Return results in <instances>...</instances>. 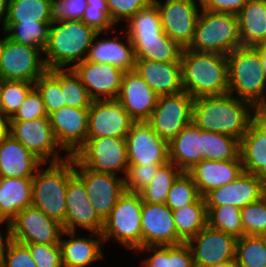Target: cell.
I'll use <instances>...</instances> for the list:
<instances>
[{
	"label": "cell",
	"instance_id": "obj_52",
	"mask_svg": "<svg viewBox=\"0 0 266 267\" xmlns=\"http://www.w3.org/2000/svg\"><path fill=\"white\" fill-rule=\"evenodd\" d=\"M152 0H106L110 18L116 24L127 21L136 14L140 9H143Z\"/></svg>",
	"mask_w": 266,
	"mask_h": 267
},
{
	"label": "cell",
	"instance_id": "obj_21",
	"mask_svg": "<svg viewBox=\"0 0 266 267\" xmlns=\"http://www.w3.org/2000/svg\"><path fill=\"white\" fill-rule=\"evenodd\" d=\"M72 70L86 87L93 101L116 99L125 72L111 64H101L86 60L76 64Z\"/></svg>",
	"mask_w": 266,
	"mask_h": 267
},
{
	"label": "cell",
	"instance_id": "obj_37",
	"mask_svg": "<svg viewBox=\"0 0 266 267\" xmlns=\"http://www.w3.org/2000/svg\"><path fill=\"white\" fill-rule=\"evenodd\" d=\"M52 23H5L3 34L17 43L40 48L48 44L49 27Z\"/></svg>",
	"mask_w": 266,
	"mask_h": 267
},
{
	"label": "cell",
	"instance_id": "obj_63",
	"mask_svg": "<svg viewBox=\"0 0 266 267\" xmlns=\"http://www.w3.org/2000/svg\"><path fill=\"white\" fill-rule=\"evenodd\" d=\"M3 42H4V38H1V40H0V55H1V50L3 47Z\"/></svg>",
	"mask_w": 266,
	"mask_h": 267
},
{
	"label": "cell",
	"instance_id": "obj_3",
	"mask_svg": "<svg viewBox=\"0 0 266 267\" xmlns=\"http://www.w3.org/2000/svg\"><path fill=\"white\" fill-rule=\"evenodd\" d=\"M98 32L82 20L53 21L48 44L44 49L45 64L50 69H72L84 61Z\"/></svg>",
	"mask_w": 266,
	"mask_h": 267
},
{
	"label": "cell",
	"instance_id": "obj_19",
	"mask_svg": "<svg viewBox=\"0 0 266 267\" xmlns=\"http://www.w3.org/2000/svg\"><path fill=\"white\" fill-rule=\"evenodd\" d=\"M92 201L83 182L74 175L69 181L66 191V217L63 230L77 232L79 228L89 233H101L104 221L92 206Z\"/></svg>",
	"mask_w": 266,
	"mask_h": 267
},
{
	"label": "cell",
	"instance_id": "obj_31",
	"mask_svg": "<svg viewBox=\"0 0 266 267\" xmlns=\"http://www.w3.org/2000/svg\"><path fill=\"white\" fill-rule=\"evenodd\" d=\"M133 44L135 60L180 62L183 48L163 31L160 35L129 37Z\"/></svg>",
	"mask_w": 266,
	"mask_h": 267
},
{
	"label": "cell",
	"instance_id": "obj_1",
	"mask_svg": "<svg viewBox=\"0 0 266 267\" xmlns=\"http://www.w3.org/2000/svg\"><path fill=\"white\" fill-rule=\"evenodd\" d=\"M258 116L249 102L234 95L194 98L192 122L203 130L222 133L239 141Z\"/></svg>",
	"mask_w": 266,
	"mask_h": 267
},
{
	"label": "cell",
	"instance_id": "obj_7",
	"mask_svg": "<svg viewBox=\"0 0 266 267\" xmlns=\"http://www.w3.org/2000/svg\"><path fill=\"white\" fill-rule=\"evenodd\" d=\"M139 193L124 192L110 215L104 220L101 236L105 243L112 240L132 252L142 247L141 210Z\"/></svg>",
	"mask_w": 266,
	"mask_h": 267
},
{
	"label": "cell",
	"instance_id": "obj_20",
	"mask_svg": "<svg viewBox=\"0 0 266 267\" xmlns=\"http://www.w3.org/2000/svg\"><path fill=\"white\" fill-rule=\"evenodd\" d=\"M141 233L142 247L184 242L177 234L172 210L165 203H142Z\"/></svg>",
	"mask_w": 266,
	"mask_h": 267
},
{
	"label": "cell",
	"instance_id": "obj_61",
	"mask_svg": "<svg viewBox=\"0 0 266 267\" xmlns=\"http://www.w3.org/2000/svg\"><path fill=\"white\" fill-rule=\"evenodd\" d=\"M208 267H238V266H237L235 260H231V261H226V262H223V263H218V264H215V265H211V266H208Z\"/></svg>",
	"mask_w": 266,
	"mask_h": 267
},
{
	"label": "cell",
	"instance_id": "obj_43",
	"mask_svg": "<svg viewBox=\"0 0 266 267\" xmlns=\"http://www.w3.org/2000/svg\"><path fill=\"white\" fill-rule=\"evenodd\" d=\"M34 87L40 93L48 115L65 106L60 87V69L47 70L34 83Z\"/></svg>",
	"mask_w": 266,
	"mask_h": 267
},
{
	"label": "cell",
	"instance_id": "obj_13",
	"mask_svg": "<svg viewBox=\"0 0 266 267\" xmlns=\"http://www.w3.org/2000/svg\"><path fill=\"white\" fill-rule=\"evenodd\" d=\"M74 174L85 185L93 208L104 221L110 215L119 197L125 192L124 178L114 174L91 171L80 166L75 160Z\"/></svg>",
	"mask_w": 266,
	"mask_h": 267
},
{
	"label": "cell",
	"instance_id": "obj_2",
	"mask_svg": "<svg viewBox=\"0 0 266 267\" xmlns=\"http://www.w3.org/2000/svg\"><path fill=\"white\" fill-rule=\"evenodd\" d=\"M184 91L193 98L229 93L226 55L183 49L181 58Z\"/></svg>",
	"mask_w": 266,
	"mask_h": 267
},
{
	"label": "cell",
	"instance_id": "obj_49",
	"mask_svg": "<svg viewBox=\"0 0 266 267\" xmlns=\"http://www.w3.org/2000/svg\"><path fill=\"white\" fill-rule=\"evenodd\" d=\"M24 244L31 254L37 267H63L60 244Z\"/></svg>",
	"mask_w": 266,
	"mask_h": 267
},
{
	"label": "cell",
	"instance_id": "obj_34",
	"mask_svg": "<svg viewBox=\"0 0 266 267\" xmlns=\"http://www.w3.org/2000/svg\"><path fill=\"white\" fill-rule=\"evenodd\" d=\"M178 236L187 242L207 225V209L204 197L195 203L172 210Z\"/></svg>",
	"mask_w": 266,
	"mask_h": 267
},
{
	"label": "cell",
	"instance_id": "obj_6",
	"mask_svg": "<svg viewBox=\"0 0 266 267\" xmlns=\"http://www.w3.org/2000/svg\"><path fill=\"white\" fill-rule=\"evenodd\" d=\"M238 47H241L238 16L202 9L187 49L227 56Z\"/></svg>",
	"mask_w": 266,
	"mask_h": 267
},
{
	"label": "cell",
	"instance_id": "obj_12",
	"mask_svg": "<svg viewBox=\"0 0 266 267\" xmlns=\"http://www.w3.org/2000/svg\"><path fill=\"white\" fill-rule=\"evenodd\" d=\"M158 8L163 31L181 48L191 44L199 15V0H153ZM163 2V3H162Z\"/></svg>",
	"mask_w": 266,
	"mask_h": 267
},
{
	"label": "cell",
	"instance_id": "obj_24",
	"mask_svg": "<svg viewBox=\"0 0 266 267\" xmlns=\"http://www.w3.org/2000/svg\"><path fill=\"white\" fill-rule=\"evenodd\" d=\"M78 233L63 230L61 234L59 244L63 267H89L104 258L105 249L101 233L90 232L88 237L80 236ZM65 236L68 238L65 239Z\"/></svg>",
	"mask_w": 266,
	"mask_h": 267
},
{
	"label": "cell",
	"instance_id": "obj_22",
	"mask_svg": "<svg viewBox=\"0 0 266 267\" xmlns=\"http://www.w3.org/2000/svg\"><path fill=\"white\" fill-rule=\"evenodd\" d=\"M158 97L134 70L124 72L116 99L135 122L150 118Z\"/></svg>",
	"mask_w": 266,
	"mask_h": 267
},
{
	"label": "cell",
	"instance_id": "obj_32",
	"mask_svg": "<svg viewBox=\"0 0 266 267\" xmlns=\"http://www.w3.org/2000/svg\"><path fill=\"white\" fill-rule=\"evenodd\" d=\"M32 205V178L0 177V218L11 221Z\"/></svg>",
	"mask_w": 266,
	"mask_h": 267
},
{
	"label": "cell",
	"instance_id": "obj_50",
	"mask_svg": "<svg viewBox=\"0 0 266 267\" xmlns=\"http://www.w3.org/2000/svg\"><path fill=\"white\" fill-rule=\"evenodd\" d=\"M86 7V0H52L51 17L53 21L82 20Z\"/></svg>",
	"mask_w": 266,
	"mask_h": 267
},
{
	"label": "cell",
	"instance_id": "obj_53",
	"mask_svg": "<svg viewBox=\"0 0 266 267\" xmlns=\"http://www.w3.org/2000/svg\"><path fill=\"white\" fill-rule=\"evenodd\" d=\"M0 267H37L29 249L21 243L12 241L6 251Z\"/></svg>",
	"mask_w": 266,
	"mask_h": 267
},
{
	"label": "cell",
	"instance_id": "obj_17",
	"mask_svg": "<svg viewBox=\"0 0 266 267\" xmlns=\"http://www.w3.org/2000/svg\"><path fill=\"white\" fill-rule=\"evenodd\" d=\"M129 165L166 164L168 143L146 121L134 122L126 136Z\"/></svg>",
	"mask_w": 266,
	"mask_h": 267
},
{
	"label": "cell",
	"instance_id": "obj_38",
	"mask_svg": "<svg viewBox=\"0 0 266 267\" xmlns=\"http://www.w3.org/2000/svg\"><path fill=\"white\" fill-rule=\"evenodd\" d=\"M182 171L171 162L162 165L147 187L139 192L143 202L165 203L171 185Z\"/></svg>",
	"mask_w": 266,
	"mask_h": 267
},
{
	"label": "cell",
	"instance_id": "obj_9",
	"mask_svg": "<svg viewBox=\"0 0 266 267\" xmlns=\"http://www.w3.org/2000/svg\"><path fill=\"white\" fill-rule=\"evenodd\" d=\"M0 55V80L35 83L48 68L44 51L17 43L5 34Z\"/></svg>",
	"mask_w": 266,
	"mask_h": 267
},
{
	"label": "cell",
	"instance_id": "obj_27",
	"mask_svg": "<svg viewBox=\"0 0 266 267\" xmlns=\"http://www.w3.org/2000/svg\"><path fill=\"white\" fill-rule=\"evenodd\" d=\"M134 71L158 95H176L184 91L181 62L135 60Z\"/></svg>",
	"mask_w": 266,
	"mask_h": 267
},
{
	"label": "cell",
	"instance_id": "obj_30",
	"mask_svg": "<svg viewBox=\"0 0 266 267\" xmlns=\"http://www.w3.org/2000/svg\"><path fill=\"white\" fill-rule=\"evenodd\" d=\"M202 159V129L192 122L168 143V160L187 172Z\"/></svg>",
	"mask_w": 266,
	"mask_h": 267
},
{
	"label": "cell",
	"instance_id": "obj_25",
	"mask_svg": "<svg viewBox=\"0 0 266 267\" xmlns=\"http://www.w3.org/2000/svg\"><path fill=\"white\" fill-rule=\"evenodd\" d=\"M103 37V32H98L91 43L86 61L97 62L101 64H111L123 71H132L135 69V57L133 44L125 32L122 38L119 35H108ZM100 35L101 38H100ZM111 37V38H110Z\"/></svg>",
	"mask_w": 266,
	"mask_h": 267
},
{
	"label": "cell",
	"instance_id": "obj_44",
	"mask_svg": "<svg viewBox=\"0 0 266 267\" xmlns=\"http://www.w3.org/2000/svg\"><path fill=\"white\" fill-rule=\"evenodd\" d=\"M60 87L63 92L65 106L90 108L93 100L72 69H60Z\"/></svg>",
	"mask_w": 266,
	"mask_h": 267
},
{
	"label": "cell",
	"instance_id": "obj_42",
	"mask_svg": "<svg viewBox=\"0 0 266 267\" xmlns=\"http://www.w3.org/2000/svg\"><path fill=\"white\" fill-rule=\"evenodd\" d=\"M33 88L31 82L0 80L1 115L10 120Z\"/></svg>",
	"mask_w": 266,
	"mask_h": 267
},
{
	"label": "cell",
	"instance_id": "obj_15",
	"mask_svg": "<svg viewBox=\"0 0 266 267\" xmlns=\"http://www.w3.org/2000/svg\"><path fill=\"white\" fill-rule=\"evenodd\" d=\"M237 239L206 225L186 243L192 252L195 267H208L235 260Z\"/></svg>",
	"mask_w": 266,
	"mask_h": 267
},
{
	"label": "cell",
	"instance_id": "obj_55",
	"mask_svg": "<svg viewBox=\"0 0 266 267\" xmlns=\"http://www.w3.org/2000/svg\"><path fill=\"white\" fill-rule=\"evenodd\" d=\"M146 251L150 254L139 261L142 267H167V245L144 246L138 248L135 252L143 254Z\"/></svg>",
	"mask_w": 266,
	"mask_h": 267
},
{
	"label": "cell",
	"instance_id": "obj_5",
	"mask_svg": "<svg viewBox=\"0 0 266 267\" xmlns=\"http://www.w3.org/2000/svg\"><path fill=\"white\" fill-rule=\"evenodd\" d=\"M74 175V159L70 156L62 162L43 164L32 177V205L62 226L68 181Z\"/></svg>",
	"mask_w": 266,
	"mask_h": 267
},
{
	"label": "cell",
	"instance_id": "obj_58",
	"mask_svg": "<svg viewBox=\"0 0 266 267\" xmlns=\"http://www.w3.org/2000/svg\"><path fill=\"white\" fill-rule=\"evenodd\" d=\"M9 135V119L0 114V143Z\"/></svg>",
	"mask_w": 266,
	"mask_h": 267
},
{
	"label": "cell",
	"instance_id": "obj_48",
	"mask_svg": "<svg viewBox=\"0 0 266 267\" xmlns=\"http://www.w3.org/2000/svg\"><path fill=\"white\" fill-rule=\"evenodd\" d=\"M162 165L164 164L129 165L124 177L125 191L139 193L147 187Z\"/></svg>",
	"mask_w": 266,
	"mask_h": 267
},
{
	"label": "cell",
	"instance_id": "obj_29",
	"mask_svg": "<svg viewBox=\"0 0 266 267\" xmlns=\"http://www.w3.org/2000/svg\"><path fill=\"white\" fill-rule=\"evenodd\" d=\"M43 164L10 134L0 143V177L32 178Z\"/></svg>",
	"mask_w": 266,
	"mask_h": 267
},
{
	"label": "cell",
	"instance_id": "obj_10",
	"mask_svg": "<svg viewBox=\"0 0 266 267\" xmlns=\"http://www.w3.org/2000/svg\"><path fill=\"white\" fill-rule=\"evenodd\" d=\"M9 134L44 164L68 159V154L57 143L48 117L27 121H9Z\"/></svg>",
	"mask_w": 266,
	"mask_h": 267
},
{
	"label": "cell",
	"instance_id": "obj_56",
	"mask_svg": "<svg viewBox=\"0 0 266 267\" xmlns=\"http://www.w3.org/2000/svg\"><path fill=\"white\" fill-rule=\"evenodd\" d=\"M248 0H199L203 10L237 15Z\"/></svg>",
	"mask_w": 266,
	"mask_h": 267
},
{
	"label": "cell",
	"instance_id": "obj_60",
	"mask_svg": "<svg viewBox=\"0 0 266 267\" xmlns=\"http://www.w3.org/2000/svg\"><path fill=\"white\" fill-rule=\"evenodd\" d=\"M261 53V66L266 76V43L256 47Z\"/></svg>",
	"mask_w": 266,
	"mask_h": 267
},
{
	"label": "cell",
	"instance_id": "obj_18",
	"mask_svg": "<svg viewBox=\"0 0 266 267\" xmlns=\"http://www.w3.org/2000/svg\"><path fill=\"white\" fill-rule=\"evenodd\" d=\"M48 118L64 154L72 156L87 141L89 108L63 106Z\"/></svg>",
	"mask_w": 266,
	"mask_h": 267
},
{
	"label": "cell",
	"instance_id": "obj_35",
	"mask_svg": "<svg viewBox=\"0 0 266 267\" xmlns=\"http://www.w3.org/2000/svg\"><path fill=\"white\" fill-rule=\"evenodd\" d=\"M52 0H9L5 23H52Z\"/></svg>",
	"mask_w": 266,
	"mask_h": 267
},
{
	"label": "cell",
	"instance_id": "obj_46",
	"mask_svg": "<svg viewBox=\"0 0 266 267\" xmlns=\"http://www.w3.org/2000/svg\"><path fill=\"white\" fill-rule=\"evenodd\" d=\"M243 235L266 236V200L264 197L241 209Z\"/></svg>",
	"mask_w": 266,
	"mask_h": 267
},
{
	"label": "cell",
	"instance_id": "obj_8",
	"mask_svg": "<svg viewBox=\"0 0 266 267\" xmlns=\"http://www.w3.org/2000/svg\"><path fill=\"white\" fill-rule=\"evenodd\" d=\"M71 157L80 166L91 171L117 176L120 174L123 178L129 166L125 138H87V141Z\"/></svg>",
	"mask_w": 266,
	"mask_h": 267
},
{
	"label": "cell",
	"instance_id": "obj_4",
	"mask_svg": "<svg viewBox=\"0 0 266 267\" xmlns=\"http://www.w3.org/2000/svg\"><path fill=\"white\" fill-rule=\"evenodd\" d=\"M229 94L251 103L266 116V76L256 47H238L227 55ZM236 94V95H235Z\"/></svg>",
	"mask_w": 266,
	"mask_h": 267
},
{
	"label": "cell",
	"instance_id": "obj_41",
	"mask_svg": "<svg viewBox=\"0 0 266 267\" xmlns=\"http://www.w3.org/2000/svg\"><path fill=\"white\" fill-rule=\"evenodd\" d=\"M128 37L160 35L163 32L156 3L152 0L134 14L124 27Z\"/></svg>",
	"mask_w": 266,
	"mask_h": 267
},
{
	"label": "cell",
	"instance_id": "obj_14",
	"mask_svg": "<svg viewBox=\"0 0 266 267\" xmlns=\"http://www.w3.org/2000/svg\"><path fill=\"white\" fill-rule=\"evenodd\" d=\"M12 238L18 243L59 244L62 224L31 205L10 221Z\"/></svg>",
	"mask_w": 266,
	"mask_h": 267
},
{
	"label": "cell",
	"instance_id": "obj_51",
	"mask_svg": "<svg viewBox=\"0 0 266 267\" xmlns=\"http://www.w3.org/2000/svg\"><path fill=\"white\" fill-rule=\"evenodd\" d=\"M42 117H48V114L40 93L34 87L9 121H27Z\"/></svg>",
	"mask_w": 266,
	"mask_h": 267
},
{
	"label": "cell",
	"instance_id": "obj_45",
	"mask_svg": "<svg viewBox=\"0 0 266 267\" xmlns=\"http://www.w3.org/2000/svg\"><path fill=\"white\" fill-rule=\"evenodd\" d=\"M201 195L196 184L187 172H182L169 189L165 204L176 210L195 203Z\"/></svg>",
	"mask_w": 266,
	"mask_h": 267
},
{
	"label": "cell",
	"instance_id": "obj_54",
	"mask_svg": "<svg viewBox=\"0 0 266 267\" xmlns=\"http://www.w3.org/2000/svg\"><path fill=\"white\" fill-rule=\"evenodd\" d=\"M167 267H195L192 252L186 242L167 245Z\"/></svg>",
	"mask_w": 266,
	"mask_h": 267
},
{
	"label": "cell",
	"instance_id": "obj_57",
	"mask_svg": "<svg viewBox=\"0 0 266 267\" xmlns=\"http://www.w3.org/2000/svg\"><path fill=\"white\" fill-rule=\"evenodd\" d=\"M2 224L6 225L4 228L6 232L3 233V231L0 230V264L3 261L9 244L13 241L11 222L0 218V226Z\"/></svg>",
	"mask_w": 266,
	"mask_h": 267
},
{
	"label": "cell",
	"instance_id": "obj_59",
	"mask_svg": "<svg viewBox=\"0 0 266 267\" xmlns=\"http://www.w3.org/2000/svg\"><path fill=\"white\" fill-rule=\"evenodd\" d=\"M9 0H0V23L2 27L0 29L5 30V22L7 18Z\"/></svg>",
	"mask_w": 266,
	"mask_h": 267
},
{
	"label": "cell",
	"instance_id": "obj_36",
	"mask_svg": "<svg viewBox=\"0 0 266 267\" xmlns=\"http://www.w3.org/2000/svg\"><path fill=\"white\" fill-rule=\"evenodd\" d=\"M202 153L206 160H235L240 156V141L226 134L202 129Z\"/></svg>",
	"mask_w": 266,
	"mask_h": 267
},
{
	"label": "cell",
	"instance_id": "obj_40",
	"mask_svg": "<svg viewBox=\"0 0 266 267\" xmlns=\"http://www.w3.org/2000/svg\"><path fill=\"white\" fill-rule=\"evenodd\" d=\"M238 267H266V236L243 235L236 241Z\"/></svg>",
	"mask_w": 266,
	"mask_h": 267
},
{
	"label": "cell",
	"instance_id": "obj_47",
	"mask_svg": "<svg viewBox=\"0 0 266 267\" xmlns=\"http://www.w3.org/2000/svg\"><path fill=\"white\" fill-rule=\"evenodd\" d=\"M87 7L82 21L97 32H117L115 24L110 18V10L106 0H86ZM113 28V29H112Z\"/></svg>",
	"mask_w": 266,
	"mask_h": 267
},
{
	"label": "cell",
	"instance_id": "obj_11",
	"mask_svg": "<svg viewBox=\"0 0 266 267\" xmlns=\"http://www.w3.org/2000/svg\"><path fill=\"white\" fill-rule=\"evenodd\" d=\"M194 98L187 92L159 96L146 121L153 131L169 143L184 127L192 123Z\"/></svg>",
	"mask_w": 266,
	"mask_h": 267
},
{
	"label": "cell",
	"instance_id": "obj_33",
	"mask_svg": "<svg viewBox=\"0 0 266 267\" xmlns=\"http://www.w3.org/2000/svg\"><path fill=\"white\" fill-rule=\"evenodd\" d=\"M237 16L241 46L257 47L266 43V0H248Z\"/></svg>",
	"mask_w": 266,
	"mask_h": 267
},
{
	"label": "cell",
	"instance_id": "obj_16",
	"mask_svg": "<svg viewBox=\"0 0 266 267\" xmlns=\"http://www.w3.org/2000/svg\"><path fill=\"white\" fill-rule=\"evenodd\" d=\"M134 122L117 99L95 100L89 108L87 138H126Z\"/></svg>",
	"mask_w": 266,
	"mask_h": 267
},
{
	"label": "cell",
	"instance_id": "obj_62",
	"mask_svg": "<svg viewBox=\"0 0 266 267\" xmlns=\"http://www.w3.org/2000/svg\"><path fill=\"white\" fill-rule=\"evenodd\" d=\"M263 197L266 200V181L264 182V185H263Z\"/></svg>",
	"mask_w": 266,
	"mask_h": 267
},
{
	"label": "cell",
	"instance_id": "obj_23",
	"mask_svg": "<svg viewBox=\"0 0 266 267\" xmlns=\"http://www.w3.org/2000/svg\"><path fill=\"white\" fill-rule=\"evenodd\" d=\"M264 180L243 172L236 180L213 189L205 196L206 206L230 204L242 209L263 197Z\"/></svg>",
	"mask_w": 266,
	"mask_h": 267
},
{
	"label": "cell",
	"instance_id": "obj_39",
	"mask_svg": "<svg viewBox=\"0 0 266 267\" xmlns=\"http://www.w3.org/2000/svg\"><path fill=\"white\" fill-rule=\"evenodd\" d=\"M207 225L223 231L236 239L243 236L241 209L225 204L223 206H206Z\"/></svg>",
	"mask_w": 266,
	"mask_h": 267
},
{
	"label": "cell",
	"instance_id": "obj_28",
	"mask_svg": "<svg viewBox=\"0 0 266 267\" xmlns=\"http://www.w3.org/2000/svg\"><path fill=\"white\" fill-rule=\"evenodd\" d=\"M240 156L244 172L266 181V116L251 122L240 140Z\"/></svg>",
	"mask_w": 266,
	"mask_h": 267
},
{
	"label": "cell",
	"instance_id": "obj_26",
	"mask_svg": "<svg viewBox=\"0 0 266 267\" xmlns=\"http://www.w3.org/2000/svg\"><path fill=\"white\" fill-rule=\"evenodd\" d=\"M243 172L241 156L235 160L202 159L187 171L201 197L236 180Z\"/></svg>",
	"mask_w": 266,
	"mask_h": 267
}]
</instances>
